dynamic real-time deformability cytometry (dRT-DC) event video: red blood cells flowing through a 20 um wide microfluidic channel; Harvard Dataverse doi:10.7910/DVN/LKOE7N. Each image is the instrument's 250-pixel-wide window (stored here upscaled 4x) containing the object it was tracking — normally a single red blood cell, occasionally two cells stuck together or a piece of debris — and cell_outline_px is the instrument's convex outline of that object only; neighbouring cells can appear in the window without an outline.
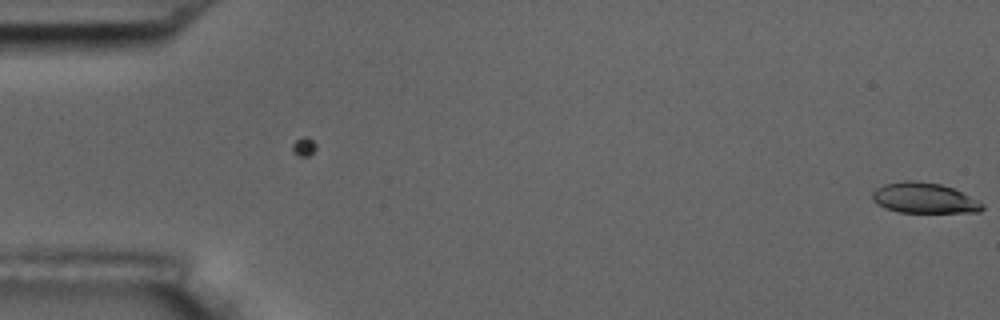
{"species": "common noctule bat (a hibernating species)", "species_latin": "Nyctalus noctula", "temperature_condition": "room temperature", "stored_images_in_passage": 2, "camera_frame_rate_fps": 3000, "um_per_image_px": 0.085, "animal": {"sex": "male", "body_mass_g": 17.5, "forearm_length_mm": 52.3}, "frame": {"image": 1, "passage_image": 2, "time_ms": 0.333, "image_size_px": [1000, 320], "cell_outline_px": [[984, 208], [980, 212], [896, 212], [884, 208], [876, 204], [872, 200], [872, 192], [876, 188], [884, 184], [904, 180], [912, 180], [940, 184], [952, 188], [984, 204]], "centroid_in_image_um": [78.49, 16.84], "position_along_channel_um": 6.5, "area_um2": 19.48}}